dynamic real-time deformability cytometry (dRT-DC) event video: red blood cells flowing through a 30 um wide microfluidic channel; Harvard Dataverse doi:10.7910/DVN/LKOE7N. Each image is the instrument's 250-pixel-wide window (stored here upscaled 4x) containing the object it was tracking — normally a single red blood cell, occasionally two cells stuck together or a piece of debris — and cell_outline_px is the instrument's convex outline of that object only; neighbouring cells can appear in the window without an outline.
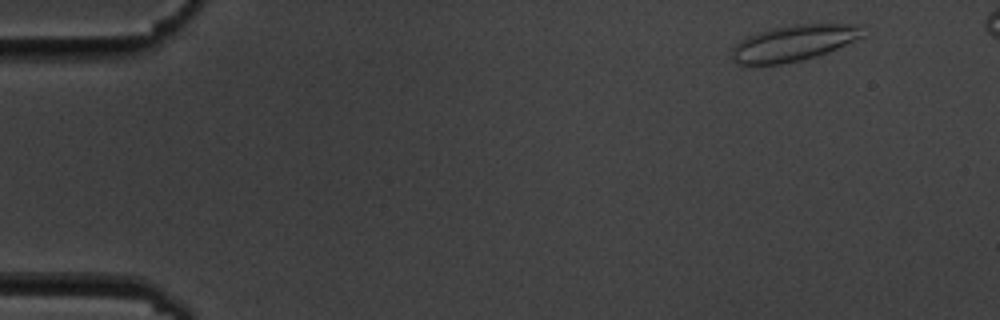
{"species": "common noctule bat (a hibernating species)", "species_latin": "Nyctalus noctula", "temperature_condition": "cold", "stored_images_in_passage": 6, "camera_frame_rate_fps": 3000, "um_per_image_px": 0.085, "animal": {"sex": "male", "body_mass_g": 19.5, "forearm_length_mm": 54.6}, "frame": {"image": 1, "passage_image": 1, "time_ms": 0.0, "image_size_px": [1000, 320], "cell_outline_px": [[864, 36], [856, 40], [828, 52], [816, 56], [800, 60], [780, 64], [736, 64], [732, 56], [732, 48], [740, 40], [756, 32], [772, 28], [792, 24], [860, 24]], "centroid_in_image_um": [67.46, 3.64], "position_along_channel_um": 17.5, "area_um2": 27.34}}